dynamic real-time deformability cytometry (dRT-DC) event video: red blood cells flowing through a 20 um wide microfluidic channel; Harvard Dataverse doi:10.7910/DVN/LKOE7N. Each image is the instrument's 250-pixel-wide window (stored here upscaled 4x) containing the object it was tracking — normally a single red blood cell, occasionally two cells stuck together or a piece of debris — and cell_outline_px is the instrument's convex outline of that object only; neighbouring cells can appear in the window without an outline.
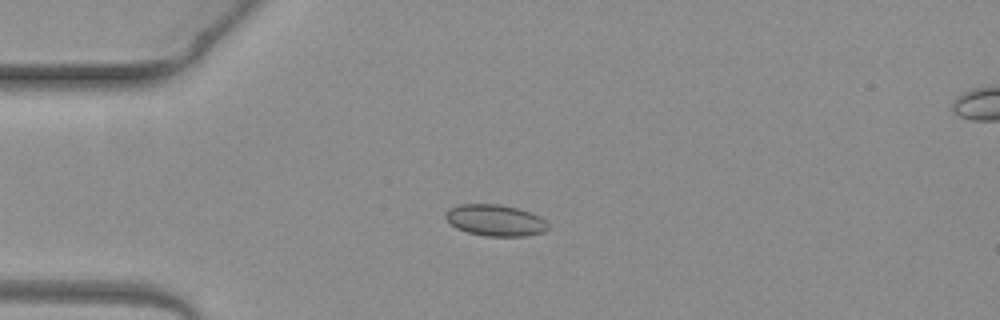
{"species": "common noctule bat (a hibernating species)", "species_latin": "Nyctalus noctula", "temperature_condition": "warm", "stored_images_in_passage": 3, "camera_frame_rate_fps": 3000, "um_per_image_px": 0.085, "animal": {"sex": "female", "body_mass_g": 19.3, "forearm_length_mm": 54.1}, "frame": {"image": 1, "passage_image": 2, "time_ms": 0.333, "image_size_px": [1000, 320], "cell_outline_px": [[548, 228], [544, 232], [524, 236], [484, 236], [468, 232], [456, 228], [444, 216], [444, 212], [448, 208], [460, 204], [500, 204], [520, 208], [540, 216], [548, 224]], "centroid_in_image_um": [42.09, 18.71], "position_along_channel_um": 42.9, "area_um2": 18.9}}